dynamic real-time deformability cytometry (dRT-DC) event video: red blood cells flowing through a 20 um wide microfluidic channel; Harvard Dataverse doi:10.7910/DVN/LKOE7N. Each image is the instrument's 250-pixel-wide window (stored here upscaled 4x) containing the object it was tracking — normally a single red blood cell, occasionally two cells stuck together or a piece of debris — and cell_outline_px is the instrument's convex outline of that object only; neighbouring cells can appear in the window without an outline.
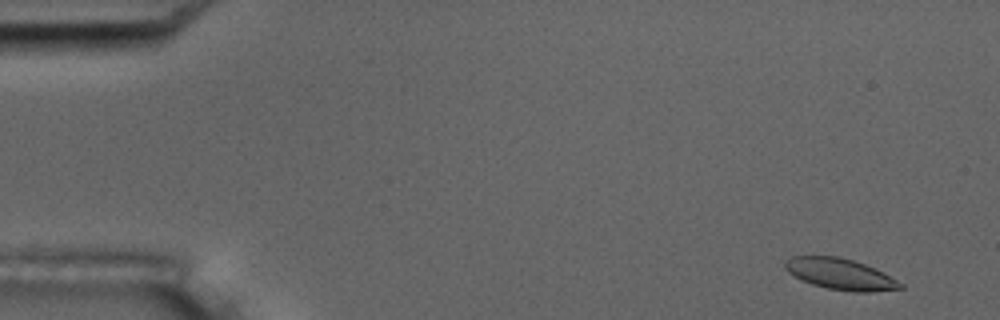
{"species": "common noctule bat (a hibernating species)", "species_latin": "Nyctalus noctula", "temperature_condition": "room temperature", "stored_images_in_passage": 5, "camera_frame_rate_fps": 3000, "um_per_image_px": 0.085, "animal": {"sex": "male", "body_mass_g": 17.5, "forearm_length_mm": 52.3}, "frame": {"image": 1, "passage_image": 1, "time_ms": 0.0, "image_size_px": [1000, 320], "cell_outline_px": [[904, 288], [872, 292], [852, 292], [828, 288], [812, 284], [788, 272], [784, 268], [784, 260], [792, 256], [840, 256], [864, 264], [904, 284]], "centroid_in_image_um": [71.39, 23.29], "position_along_channel_um": 13.6, "area_um2": 20.63}}
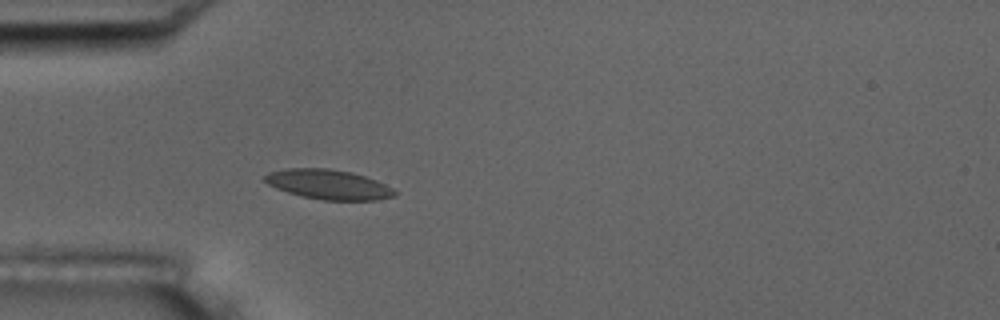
{"frame": {"image": 2, "passage_image": 5, "time_ms": 4.333, "image_size_px": [1000, 320], "cell_outline_px": [[396, 196], [376, 200], [324, 200], [300, 196], [276, 188], [268, 184], [264, 180], [264, 176], [268, 172], [288, 168], [328, 168], [352, 172], [376, 180], [392, 188], [396, 192]], "centroid_in_image_um": [27.91, 15.67], "position_along_channel_um": 57.1, "area_um2": 22.48}}